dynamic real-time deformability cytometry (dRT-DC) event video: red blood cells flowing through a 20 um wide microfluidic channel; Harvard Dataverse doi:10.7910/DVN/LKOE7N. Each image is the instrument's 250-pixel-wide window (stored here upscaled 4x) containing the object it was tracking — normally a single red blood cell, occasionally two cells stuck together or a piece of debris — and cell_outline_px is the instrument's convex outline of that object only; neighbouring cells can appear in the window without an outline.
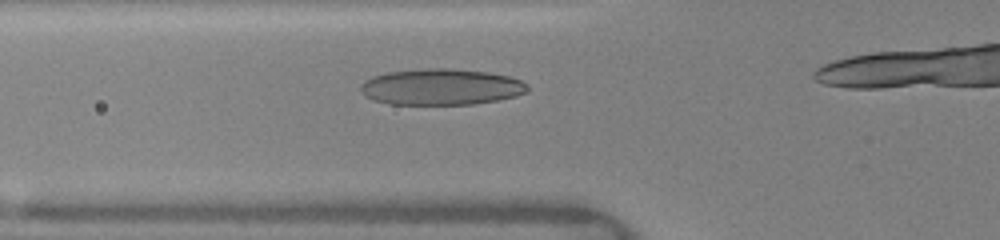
{"species": "human", "species_latin": "Homo sapiens", "temperature_condition": "warm", "stored_images_in_passage": 60, "camera_frame_rate_fps": 3000, "um_per_image_px": 0.085, "donor": {"sex": "female"}, "frame": {"image": 1, "passage_image": 11, "time_ms": 2.0, "image_size_px": [1000, 240], "cell_outline_px": [[528, 92], [516, 96], [500, 100], [472, 104], [388, 104], [372, 100], [364, 96], [360, 92], [360, 84], [364, 80], [372, 76], [384, 72], [428, 68], [452, 68], [488, 72], [508, 76], [520, 80], [528, 84]], "centroid_in_image_um": [37.46, 7.38], "position_along_channel_um": 88.3, "area_um2": 35.66}}
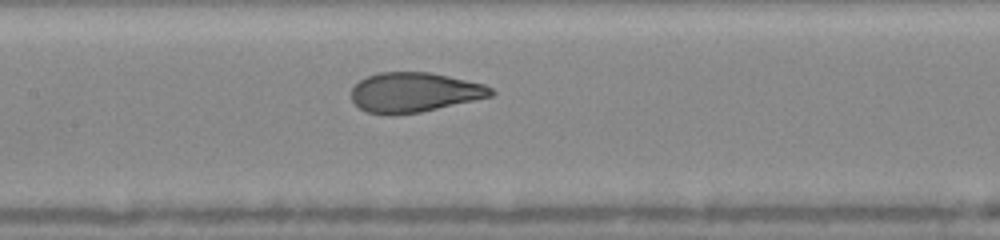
{"frame": {"image": 2, "passage_image": 22, "time_ms": 4.0, "image_size_px": [1000, 240], "cell_outline_px": [[496, 92], [492, 96], [420, 112], [392, 116], [388, 116], [368, 112], [360, 108], [352, 100], [352, 88], [360, 80], [368, 76], [380, 72], [428, 72], [448, 76], [484, 84], [492, 88]], "centroid_in_image_um": [35.21, 7.86], "position_along_channel_um": 172.2, "area_um2": 32.25}}
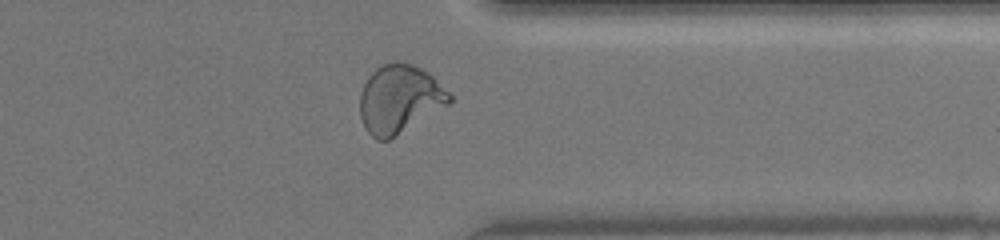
{"frame": {"image": 3, "passage_image": 54, "time_ms": 9.0, "image_size_px": [1000, 240], "cell_outline_px": [[452, 100], [448, 104], [388, 140], [376, 140], [364, 128], [360, 116], [360, 92], [368, 76], [376, 68], [384, 64], [412, 64], [428, 72], [452, 96]], "centroid_in_image_um": [33.92, 8.44], "position_along_channel_um": 377.5, "area_um2": 34.91}}